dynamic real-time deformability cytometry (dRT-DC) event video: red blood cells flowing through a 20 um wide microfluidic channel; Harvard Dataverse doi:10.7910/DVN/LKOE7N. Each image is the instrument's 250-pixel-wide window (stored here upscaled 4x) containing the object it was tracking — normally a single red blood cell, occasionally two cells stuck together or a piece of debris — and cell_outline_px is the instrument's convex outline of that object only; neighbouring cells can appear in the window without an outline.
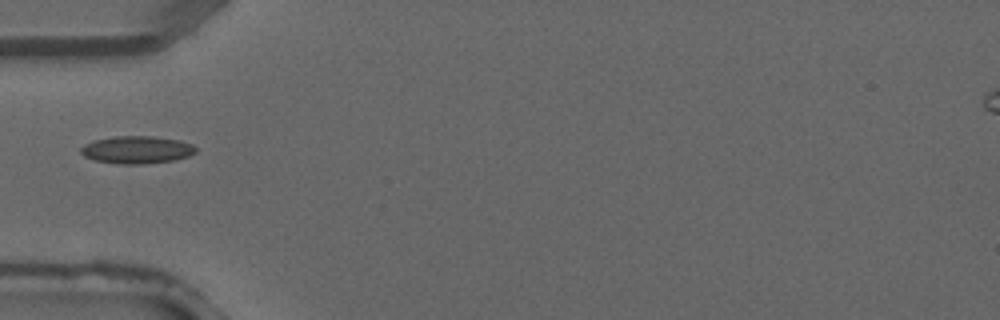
{"species": "common noctule bat (a hibernating species)", "species_latin": "Nyctalus noctula", "temperature_condition": "warm", "stored_images_in_passage": 4, "camera_frame_rate_fps": 3000, "um_per_image_px": 0.085, "animal": {"sex": "male", "forearm_length_mm": 52.5}, "frame": {"image": 1, "passage_image": 4, "time_ms": 1.0, "image_size_px": [1000, 320], "cell_outline_px": [[196, 152], [188, 156], [176, 160], [144, 164], [120, 164], [96, 160], [84, 156], [80, 152], [80, 148], [84, 144], [92, 140], [116, 136], [152, 136], [180, 140], [192, 144], [196, 148]], "centroid_in_image_um": [11.63, 12.73], "position_along_channel_um": 73.4, "area_um2": 18.55}}